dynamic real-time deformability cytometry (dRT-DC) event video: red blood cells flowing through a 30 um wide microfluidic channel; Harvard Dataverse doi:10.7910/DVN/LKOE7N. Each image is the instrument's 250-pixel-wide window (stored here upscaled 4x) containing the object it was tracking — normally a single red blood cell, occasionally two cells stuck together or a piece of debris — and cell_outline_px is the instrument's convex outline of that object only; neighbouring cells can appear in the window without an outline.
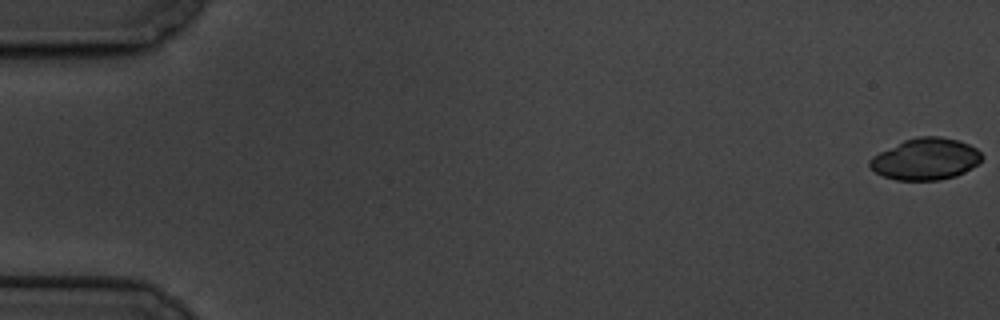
{"species": "common noctule bat (a hibernating species)", "species_latin": "Nyctalus noctula", "temperature_condition": "cold", "stored_images_in_passage": 61, "camera_frame_rate_fps": 3000, "um_per_image_px": 0.085, "animal": {"sex": "male", "body_mass_g": 19.5, "forearm_length_mm": 54.6}, "frame": {"image": 1, "passage_image": 1, "time_ms": 0.0, "image_size_px": [1000, 320], "cell_outline_px": [[984, 156], [972, 168], [956, 176], [940, 180], [896, 180], [884, 176], [876, 172], [868, 164], [868, 160], [872, 156], [904, 140], [916, 136], [940, 136], [956, 140], [968, 144], [976, 148]], "centroid_in_image_um": [78.67, 13.52], "position_along_channel_um": 6.3, "area_um2": 27.11}}
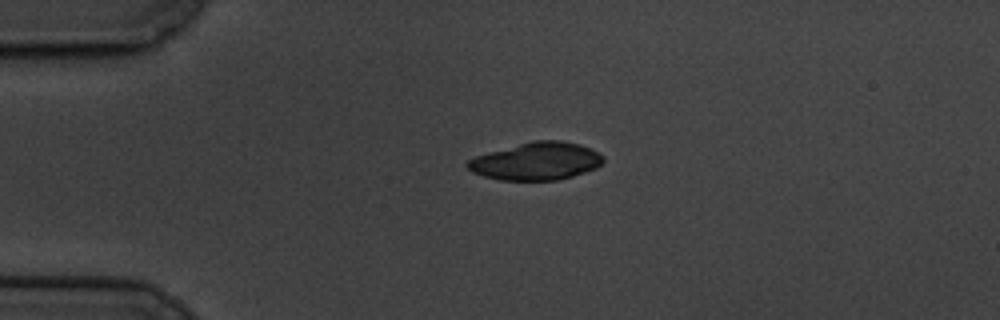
{"frame": {"image": 2, "passage_image": 15, "time_ms": 4.667, "image_size_px": [1000, 320], "cell_outline_px": [[604, 160], [596, 168], [572, 176], [556, 180], [500, 180], [484, 176], [472, 172], [464, 164], [468, 160], [476, 156], [488, 152], [532, 140], [560, 140], [580, 144], [604, 156]], "centroid_in_image_um": [45.56, 13.7], "position_along_channel_um": 39.4, "area_um2": 29.65}}